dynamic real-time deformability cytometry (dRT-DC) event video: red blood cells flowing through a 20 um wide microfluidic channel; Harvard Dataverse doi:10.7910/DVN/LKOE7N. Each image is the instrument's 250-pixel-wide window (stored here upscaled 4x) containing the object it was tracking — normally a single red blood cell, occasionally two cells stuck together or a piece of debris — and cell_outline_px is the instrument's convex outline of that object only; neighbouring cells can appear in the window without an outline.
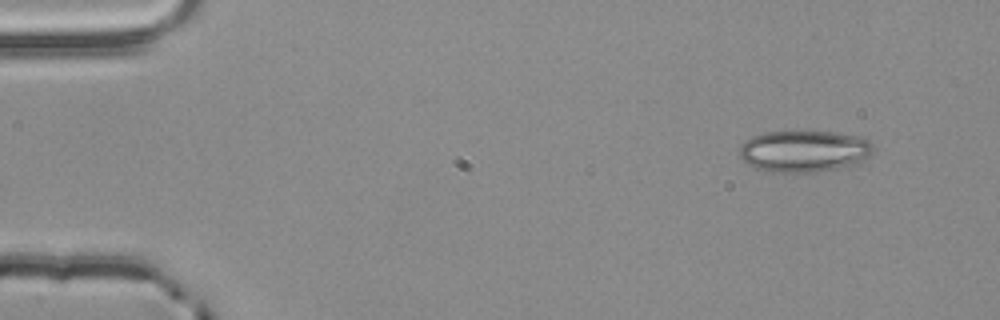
{"species": "common noctule bat (a hibernating species)", "species_latin": "Nyctalus noctula", "temperature_condition": "room temperature", "stored_images_in_passage": 3, "camera_frame_rate_fps": 3000, "um_per_image_px": 0.085, "animal": {"sex": "male", "body_mass_g": 20.4}, "frame": {"image": 1, "passage_image": 3, "time_ms": 0.667, "image_size_px": [1000, 320], "cell_outline_px": [[872, 152], [860, 164], [816, 172], [772, 172], [756, 168], [748, 164], [740, 156], [740, 144], [744, 140], [752, 136], [764, 132], [832, 132], [856, 136], [868, 140], [872, 144]], "centroid_in_image_um": [68.34, 12.86], "position_along_channel_um": 16.7, "area_um2": 32.43}}